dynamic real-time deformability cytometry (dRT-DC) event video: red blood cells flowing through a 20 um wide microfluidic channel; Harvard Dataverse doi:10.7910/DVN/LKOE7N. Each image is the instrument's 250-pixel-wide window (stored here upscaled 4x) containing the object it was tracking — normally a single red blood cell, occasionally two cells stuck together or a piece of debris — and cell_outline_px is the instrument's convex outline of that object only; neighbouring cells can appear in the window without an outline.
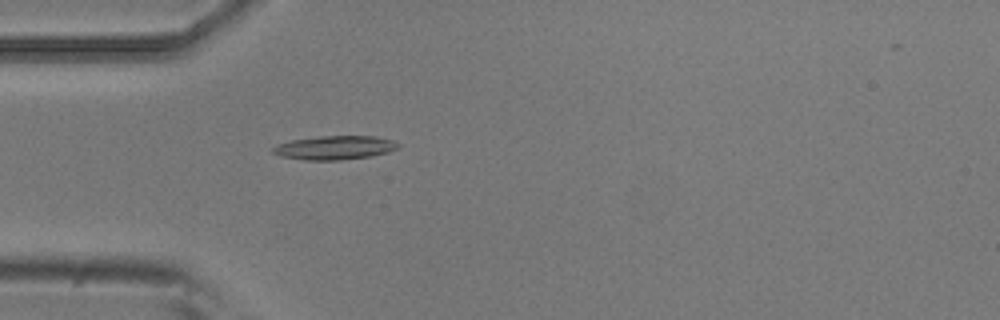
{"species": "common noctule bat (a hibernating species)", "species_latin": "Nyctalus noctula", "temperature_condition": "room temperature", "stored_images_in_passage": 3, "camera_frame_rate_fps": 3000, "um_per_image_px": 0.085, "animal": {"sex": "male", "body_mass_g": 20.5, "forearm_length_mm": 52.5}, "frame": {"image": 1, "passage_image": 3, "time_ms": 0.667, "image_size_px": [1000, 320], "cell_outline_px": [[400, 148], [388, 152], [372, 156], [340, 160], [304, 160], [280, 156], [272, 152], [272, 148], [280, 144], [292, 140], [320, 136], [376, 136], [392, 140], [400, 144]], "centroid_in_image_um": [28.49, 12.55], "position_along_channel_um": 56.5, "area_um2": 17.4}}